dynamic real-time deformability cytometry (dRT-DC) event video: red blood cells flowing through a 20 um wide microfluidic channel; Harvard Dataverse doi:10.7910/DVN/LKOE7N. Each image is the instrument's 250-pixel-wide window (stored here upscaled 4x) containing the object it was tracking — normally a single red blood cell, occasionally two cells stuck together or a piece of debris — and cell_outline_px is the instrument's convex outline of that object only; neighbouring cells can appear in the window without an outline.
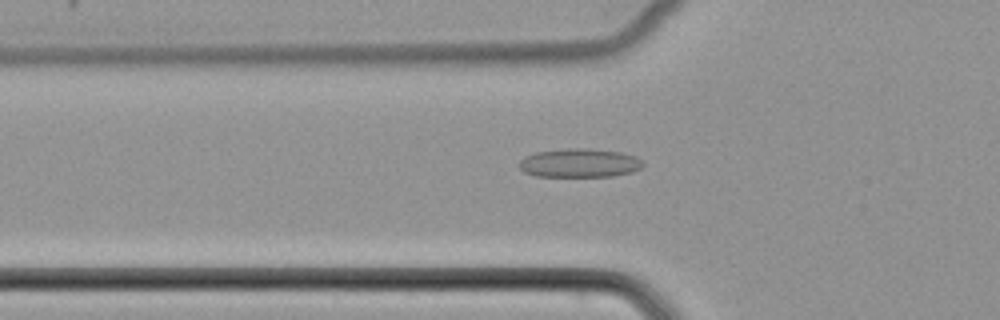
{"species": "common noctule bat (a hibernating species)", "species_latin": "Nyctalus noctula", "temperature_condition": "cold", "stored_images_in_passage": 36, "camera_frame_rate_fps": 3000, "um_per_image_px": 0.085, "animal": {"sex": "female", "body_mass_g": 22.7, "forearm_length_mm": 54.2}, "frame": {"image": 1, "passage_image": 3, "time_ms": 0.667, "image_size_px": [1000, 320], "cell_outline_px": [[644, 164], [640, 168], [632, 172], [612, 176], [536, 176], [524, 172], [520, 168], [520, 160], [524, 156], [536, 152], [568, 148], [588, 148], [620, 152], [636, 156], [644, 160]], "centroid_in_image_um": [49.28, 13.85], "position_along_channel_um": 76.5, "area_um2": 20.81}}
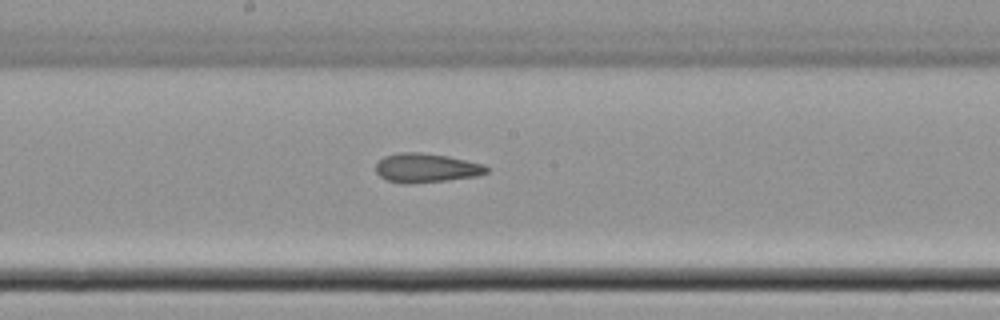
{"frame": {"image": 2, "passage_image": 13, "time_ms": 4.0, "image_size_px": [1000, 320], "cell_outline_px": [[488, 172], [476, 176], [448, 180], [408, 184], [400, 184], [388, 180], [380, 176], [376, 172], [376, 164], [384, 156], [396, 152], [420, 152], [448, 156], [484, 164], [488, 168]], "centroid_in_image_um": [36.21, 14.27], "position_along_channel_um": 212.0, "area_um2": 18.9}}
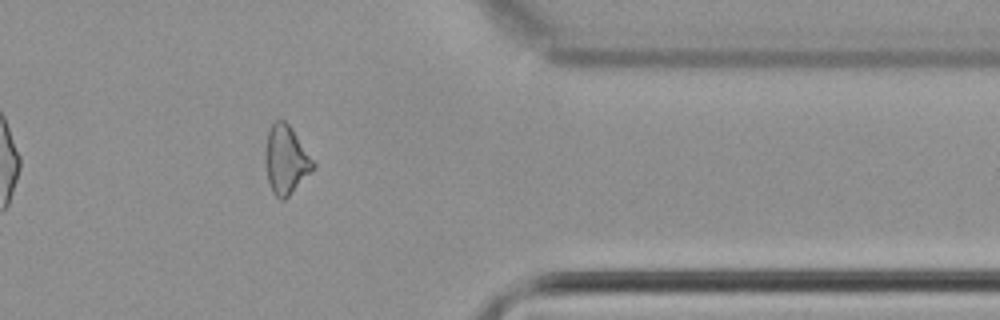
{"frame": {"image": 3, "passage_image": 27, "time_ms": 8.667, "image_size_px": [1000, 320], "cell_outline_px": [[316, 164], [312, 172], [284, 200], [280, 200], [272, 192], [268, 180], [264, 160], [264, 152], [268, 132], [272, 124], [276, 120], [284, 120], [292, 128]], "centroid_in_image_um": [24.3, 13.59], "position_along_channel_um": 387.1, "area_um2": 19.13}}